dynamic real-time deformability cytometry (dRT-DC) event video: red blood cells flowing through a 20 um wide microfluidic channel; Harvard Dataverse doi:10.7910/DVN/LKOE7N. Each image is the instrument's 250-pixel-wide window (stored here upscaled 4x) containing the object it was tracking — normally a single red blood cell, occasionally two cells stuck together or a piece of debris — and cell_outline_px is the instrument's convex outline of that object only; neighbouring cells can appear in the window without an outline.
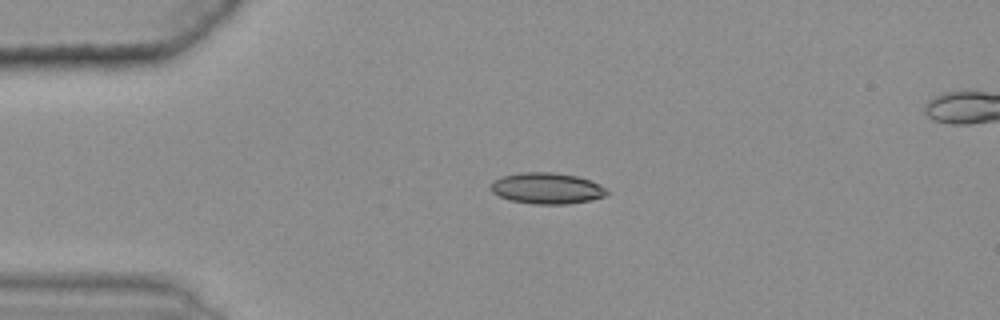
{"species": "common noctule bat (a hibernating species)", "species_latin": "Nyctalus noctula", "temperature_condition": "warm", "stored_images_in_passage": 36, "camera_frame_rate_fps": 3000, "um_per_image_px": 0.085, "animal": {"sex": "female", "body_mass_g": 25.1}, "frame": {"image": 1, "passage_image": 1, "time_ms": 0.0, "image_size_px": [1000, 320], "cell_outline_px": [[608, 192], [604, 196], [588, 200], [568, 204], [532, 204], [512, 200], [500, 196], [492, 192], [492, 184], [500, 176], [524, 172], [552, 172], [576, 176], [588, 180], [608, 188]], "centroid_in_image_um": [46.49, 16.0], "position_along_channel_um": 38.5, "area_um2": 20.75}}
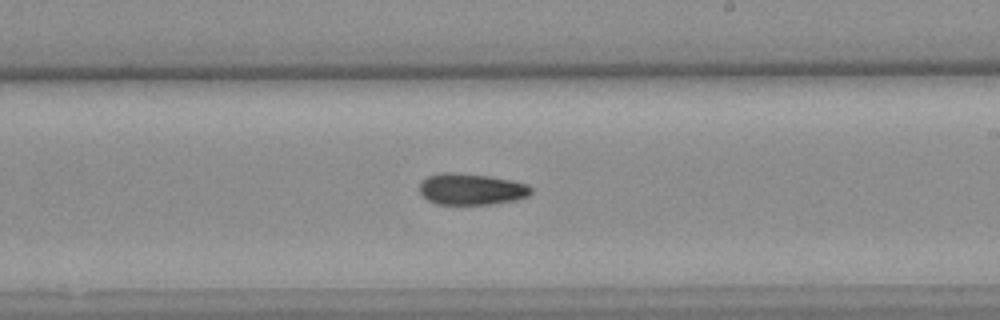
{"frame": {"image": 2, "passage_image": 21, "time_ms": 6.667, "image_size_px": [1000, 320], "cell_outline_px": [[532, 192], [528, 196], [512, 200], [492, 204], [436, 204], [428, 200], [420, 192], [420, 184], [428, 176], [440, 172], [452, 172], [488, 176], [528, 184], [532, 188]], "centroid_in_image_um": [40.05, 16.08], "position_along_channel_um": 248.9, "area_um2": 20.17}}
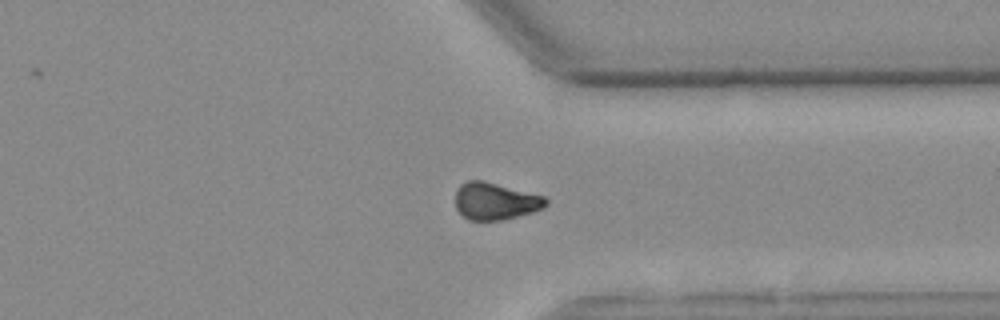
{"frame": {"image": 3, "passage_image": 31, "time_ms": 10.0, "image_size_px": [1000, 320], "cell_outline_px": [[548, 204], [544, 208], [532, 212], [504, 220], [468, 220], [456, 208], [456, 188], [460, 184], [468, 180], [480, 180], [544, 196], [548, 200]], "centroid_in_image_um": [42.1, 17.11], "position_along_channel_um": 369.3, "area_um2": 19.48}}